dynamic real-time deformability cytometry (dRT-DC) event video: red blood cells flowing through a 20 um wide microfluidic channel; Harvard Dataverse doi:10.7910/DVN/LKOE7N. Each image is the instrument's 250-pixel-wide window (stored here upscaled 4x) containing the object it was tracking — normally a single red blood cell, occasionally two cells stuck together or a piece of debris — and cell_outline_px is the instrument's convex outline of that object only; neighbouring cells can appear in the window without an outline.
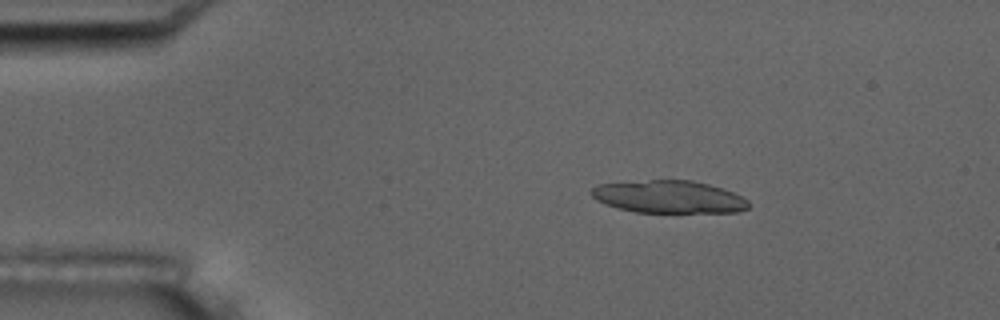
{"species": "common noctule bat (a hibernating species)", "species_latin": "Nyctalus noctula", "temperature_condition": "room temperature", "stored_images_in_passage": 5, "camera_frame_rate_fps": 3000, "um_per_image_px": 0.085, "animal": {"sex": "male", "body_mass_g": 17.5, "forearm_length_mm": 52.3}, "frame": {"image": 1, "passage_image": 3, "time_ms": 2.333, "image_size_px": [1000, 320], "cell_outline_px": [[748, 208], [740, 212], [636, 212], [604, 204], [596, 200], [588, 192], [596, 184], [652, 180], [692, 180], [708, 184], [732, 192], [748, 200]], "centroid_in_image_um": [56.81, 16.73], "position_along_channel_um": 28.2, "area_um2": 29.71}}